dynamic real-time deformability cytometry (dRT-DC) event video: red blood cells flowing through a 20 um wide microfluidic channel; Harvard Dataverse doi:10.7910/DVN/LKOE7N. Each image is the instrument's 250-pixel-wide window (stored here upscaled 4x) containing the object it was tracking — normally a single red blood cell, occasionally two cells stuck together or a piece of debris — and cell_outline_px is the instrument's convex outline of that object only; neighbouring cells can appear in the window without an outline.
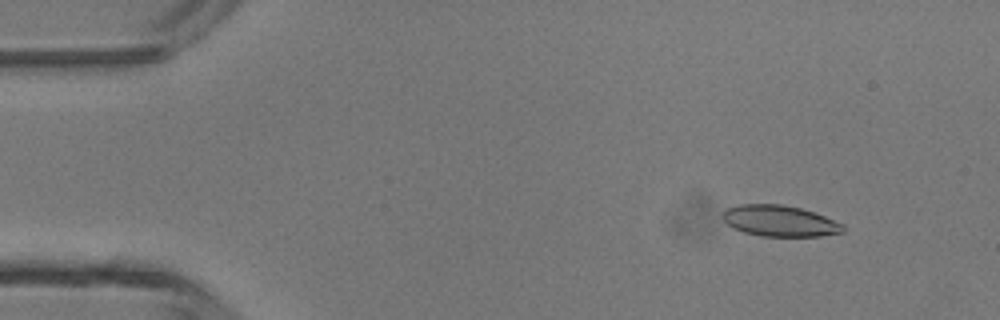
{"species": "common noctule bat (a hibernating species)", "species_latin": "Nyctalus noctula", "temperature_condition": "room temperature", "stored_images_in_passage": 47, "camera_frame_rate_fps": 3000, "um_per_image_px": 0.085, "animal": {"sex": "male", "body_mass_g": 13.3}, "frame": {"image": 1, "passage_image": 5, "time_ms": 1.333, "image_size_px": [1000, 320], "cell_outline_px": [[844, 232], [820, 236], [760, 236], [744, 232], [728, 224], [724, 220], [724, 212], [728, 208], [740, 204], [780, 204], [800, 208], [824, 216], [844, 224]], "centroid_in_image_um": [66.31, 18.78], "position_along_channel_um": 18.7, "area_um2": 21.5}}
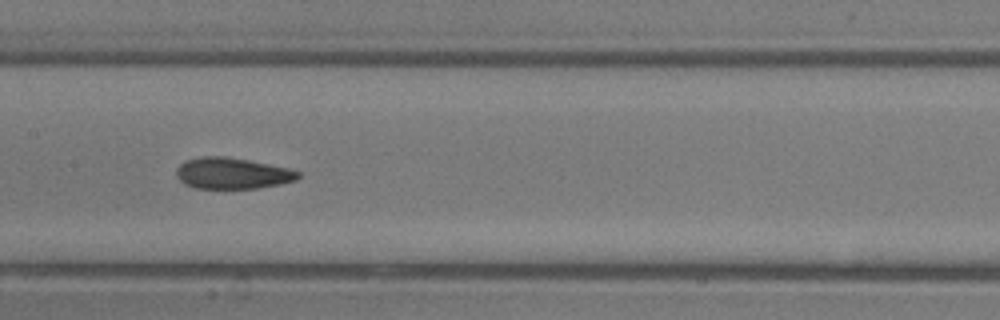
{"frame": {"image": 2, "passage_image": 23, "time_ms": 7.333, "image_size_px": [1000, 320], "cell_outline_px": [[300, 176], [296, 180], [280, 184], [260, 188], [196, 188], [184, 184], [176, 176], [176, 168], [184, 160], [200, 156], [224, 156], [248, 160], [288, 168], [300, 172]], "centroid_in_image_um": [19.71, 14.73], "position_along_channel_um": 187.7, "area_um2": 22.2}}
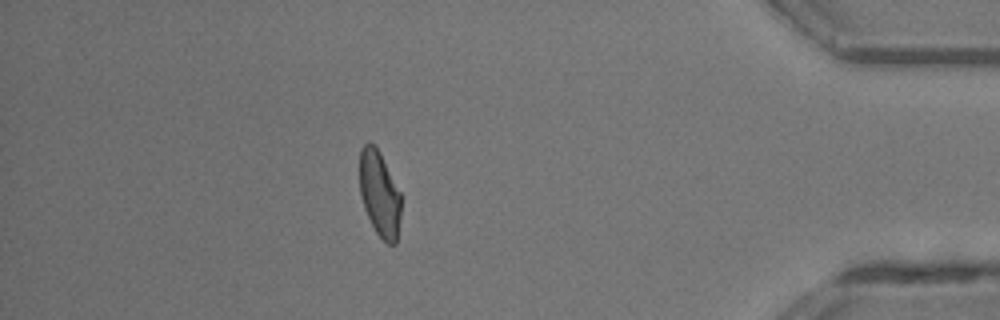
{"frame": {"image": 3, "passage_image": 41, "time_ms": 13.333, "image_size_px": [1000, 320], "cell_outline_px": [[400, 216], [396, 244], [388, 244], [376, 232], [364, 208], [360, 192], [360, 148], [364, 144], [372, 144], [380, 152], [400, 192]], "centroid_in_image_um": [32.26, 16.48], "position_along_channel_um": 402.9, "area_um2": 20.29}, "authors_computed_cell_mechanics": {"area_um2": 21.964, "velocity_mm_per_s": 4.3721, "shape_relaxation_time_tau1_ms": 8.7588, "shape_relaxation_time_tau2_ms": 1.3961, "deformation_change_tau1": 0.2072, "deformation_change_tau2": 0.0815}}